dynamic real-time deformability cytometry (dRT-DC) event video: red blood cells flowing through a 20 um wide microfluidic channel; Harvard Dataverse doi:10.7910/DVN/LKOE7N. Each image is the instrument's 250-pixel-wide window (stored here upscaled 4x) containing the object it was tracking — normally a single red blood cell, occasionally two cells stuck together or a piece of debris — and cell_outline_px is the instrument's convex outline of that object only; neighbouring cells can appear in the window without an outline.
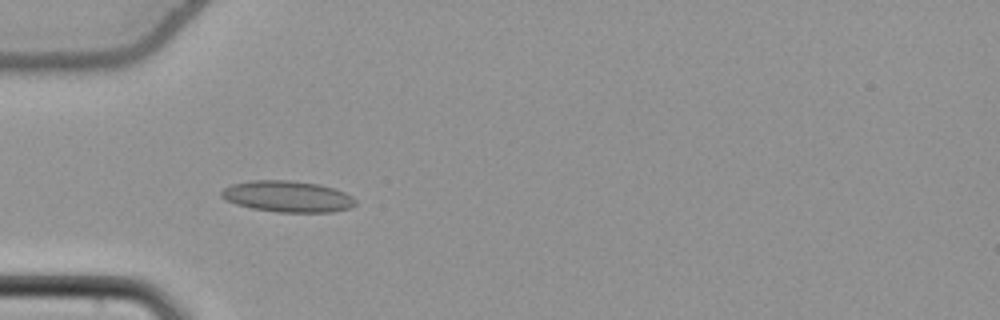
{"species": "common noctule bat (a hibernating species)", "species_latin": "Nyctalus noctula", "temperature_condition": "cold", "stored_images_in_passage": 38, "camera_frame_rate_fps": 3000, "um_per_image_px": 0.085, "animal": {"sex": "female", "body_mass_g": 22.7, "forearm_length_mm": 54.2}, "frame": {"image": 1, "passage_image": 5, "time_ms": 1.333, "image_size_px": [1000, 320], "cell_outline_px": [[356, 204], [348, 208], [332, 212], [276, 212], [252, 208], [236, 204], [224, 200], [220, 196], [220, 192], [224, 188], [232, 184], [252, 180], [292, 180], [320, 184], [344, 192], [352, 196], [356, 200]], "centroid_in_image_um": [24.42, 16.69], "position_along_channel_um": 60.6, "area_um2": 24.51}}
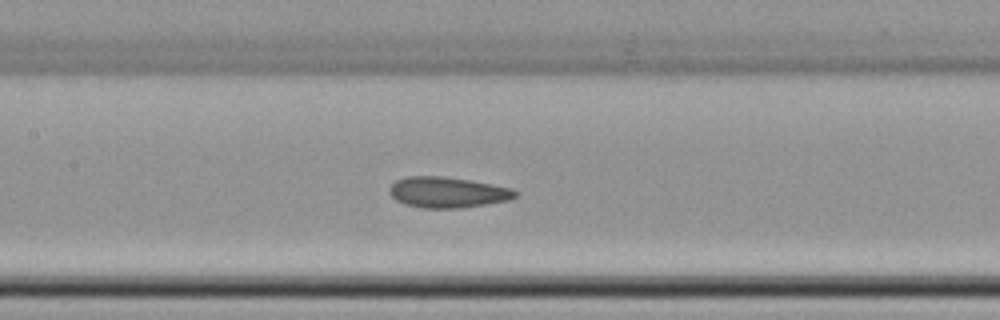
{"frame": {"image": 2, "passage_image": 14, "time_ms": 4.333, "image_size_px": [1000, 320], "cell_outline_px": [[520, 192], [516, 196], [508, 200], [460, 208], [420, 208], [404, 204], [396, 200], [388, 192], [388, 188], [396, 180], [408, 176], [440, 176], [468, 180], [492, 184], [512, 188]], "centroid_in_image_um": [38.02, 16.35], "position_along_channel_um": 169.4, "area_um2": 22.54}}
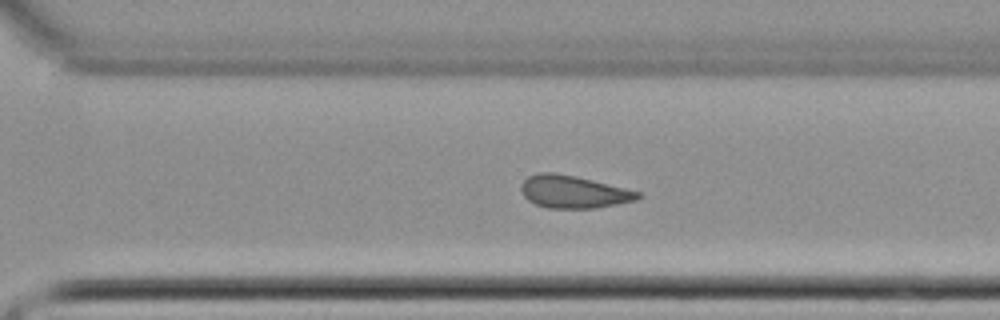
{"frame": {"image": 3, "passage_image": 26, "time_ms": 8.333, "image_size_px": [1000, 320], "cell_outline_px": [[644, 196], [636, 200], [596, 208], [548, 208], [536, 204], [528, 200], [524, 196], [520, 188], [520, 184], [528, 176], [540, 172], [556, 172], [576, 176], [640, 192]], "centroid_in_image_um": [48.72, 16.3], "position_along_channel_um": 321.9, "area_um2": 22.14}, "authors_computed_cell_mechanics": {"area_um2": 22.2241, "velocity_mm_per_s": 3.8133, "shape_relaxation_time_tau1_ms": 10.9253, "shape_relaxation_time_tau2_ms": 2.1825, "deformation_change_tau1": 0.1482, "deformation_change_tau2": 0.0887}}